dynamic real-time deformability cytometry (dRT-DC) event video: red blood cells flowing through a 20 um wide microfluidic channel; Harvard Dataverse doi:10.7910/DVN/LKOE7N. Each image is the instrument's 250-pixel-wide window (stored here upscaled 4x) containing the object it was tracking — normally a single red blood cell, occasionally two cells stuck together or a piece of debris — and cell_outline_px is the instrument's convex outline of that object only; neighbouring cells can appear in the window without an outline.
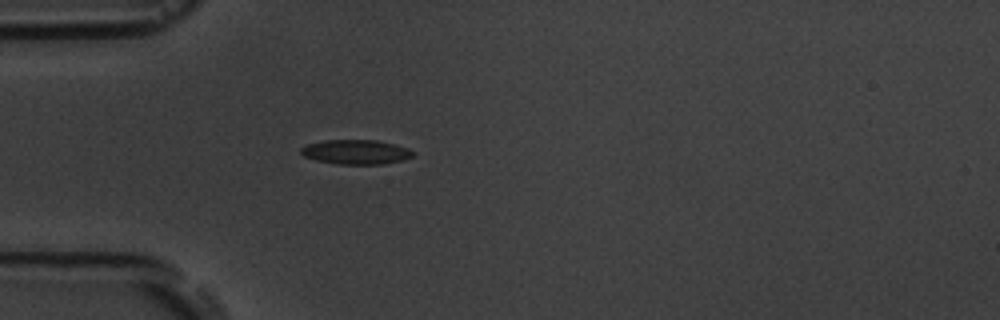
{"species": "common noctule bat (a hibernating species)", "species_latin": "Nyctalus noctula", "temperature_condition": "room temperature", "stored_images_in_passage": 1, "camera_frame_rate_fps": 3000, "um_per_image_px": 0.085, "animal": {"sex": "male", "body_mass_g": 19.5, "forearm_length_mm": 54.6}, "frame": {"image": 1, "passage_image": 1, "time_ms": 0.0, "image_size_px": [1000, 320], "cell_outline_px": [[412, 156], [404, 160], [384, 164], [340, 164], [316, 160], [304, 156], [300, 152], [300, 148], [308, 144], [324, 140], [376, 140], [408, 148], [412, 152]], "centroid_in_image_um": [30.23, 12.92], "position_along_channel_um": 54.8, "area_um2": 15.84}}